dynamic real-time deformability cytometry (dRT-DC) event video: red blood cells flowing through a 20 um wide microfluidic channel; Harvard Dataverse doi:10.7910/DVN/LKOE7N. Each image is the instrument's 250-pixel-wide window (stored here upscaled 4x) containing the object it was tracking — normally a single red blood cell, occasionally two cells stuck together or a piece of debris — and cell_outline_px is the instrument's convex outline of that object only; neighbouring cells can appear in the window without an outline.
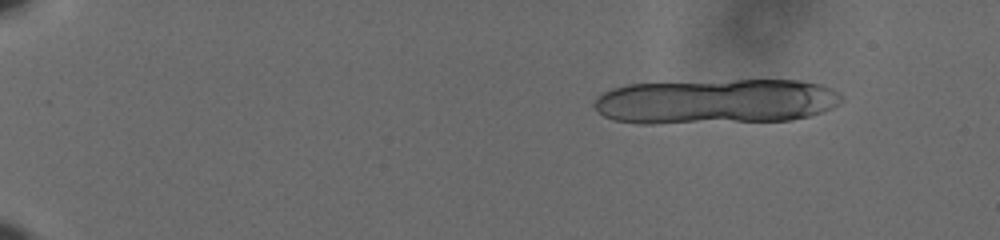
{"species": "human", "species_latin": "Homo sapiens", "temperature_condition": "cold", "stored_images_in_passage": 20, "camera_frame_rate_fps": 3000, "um_per_image_px": 0.085, "donor": {"sex": "male"}, "frame": {"image": 1, "passage_image": 7, "time_ms": 2.0, "image_size_px": [1000, 240], "cell_outline_px": [[844, 100], [832, 108], [808, 116], [792, 120], [652, 124], [640, 124], [616, 120], [604, 116], [592, 104], [604, 92], [612, 88], [628, 84], [736, 80], [800, 80], [820, 84], [832, 88], [840, 92], [844, 96]], "centroid_in_image_um": [60.9, 8.62], "position_along_channel_um": 24.1, "area_um2": 65.31}}